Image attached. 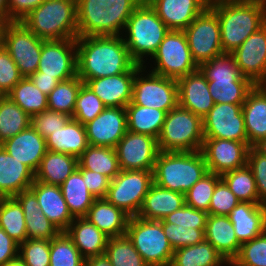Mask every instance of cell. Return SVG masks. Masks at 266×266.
Instances as JSON below:
<instances>
[{"label":"cell","instance_id":"1","mask_svg":"<svg viewBox=\"0 0 266 266\" xmlns=\"http://www.w3.org/2000/svg\"><path fill=\"white\" fill-rule=\"evenodd\" d=\"M77 76L89 79L128 72L136 63L122 36L77 37Z\"/></svg>","mask_w":266,"mask_h":266},{"label":"cell","instance_id":"2","mask_svg":"<svg viewBox=\"0 0 266 266\" xmlns=\"http://www.w3.org/2000/svg\"><path fill=\"white\" fill-rule=\"evenodd\" d=\"M208 7L218 17L224 53H233L266 23V7L253 0H214Z\"/></svg>","mask_w":266,"mask_h":266},{"label":"cell","instance_id":"3","mask_svg":"<svg viewBox=\"0 0 266 266\" xmlns=\"http://www.w3.org/2000/svg\"><path fill=\"white\" fill-rule=\"evenodd\" d=\"M169 31L170 29L159 18L156 11L146 0H143L123 21L122 38L132 60L144 66L147 57L152 58Z\"/></svg>","mask_w":266,"mask_h":266},{"label":"cell","instance_id":"4","mask_svg":"<svg viewBox=\"0 0 266 266\" xmlns=\"http://www.w3.org/2000/svg\"><path fill=\"white\" fill-rule=\"evenodd\" d=\"M208 173L205 158L199 151L159 152L153 169V183L185 194Z\"/></svg>","mask_w":266,"mask_h":266},{"label":"cell","instance_id":"5","mask_svg":"<svg viewBox=\"0 0 266 266\" xmlns=\"http://www.w3.org/2000/svg\"><path fill=\"white\" fill-rule=\"evenodd\" d=\"M21 22L43 40L77 38V0H45Z\"/></svg>","mask_w":266,"mask_h":266},{"label":"cell","instance_id":"6","mask_svg":"<svg viewBox=\"0 0 266 266\" xmlns=\"http://www.w3.org/2000/svg\"><path fill=\"white\" fill-rule=\"evenodd\" d=\"M208 81L214 103L243 104L255 86L244 77L230 53H222L198 67Z\"/></svg>","mask_w":266,"mask_h":266},{"label":"cell","instance_id":"7","mask_svg":"<svg viewBox=\"0 0 266 266\" xmlns=\"http://www.w3.org/2000/svg\"><path fill=\"white\" fill-rule=\"evenodd\" d=\"M157 140L161 152L199 151L204 141L202 118L178 105L166 113Z\"/></svg>","mask_w":266,"mask_h":266},{"label":"cell","instance_id":"8","mask_svg":"<svg viewBox=\"0 0 266 266\" xmlns=\"http://www.w3.org/2000/svg\"><path fill=\"white\" fill-rule=\"evenodd\" d=\"M125 235L149 266L171 265L174 249L160 221L130 217Z\"/></svg>","mask_w":266,"mask_h":266},{"label":"cell","instance_id":"9","mask_svg":"<svg viewBox=\"0 0 266 266\" xmlns=\"http://www.w3.org/2000/svg\"><path fill=\"white\" fill-rule=\"evenodd\" d=\"M148 60L154 62L152 73L176 80L198 69L184 31L170 30Z\"/></svg>","mask_w":266,"mask_h":266},{"label":"cell","instance_id":"10","mask_svg":"<svg viewBox=\"0 0 266 266\" xmlns=\"http://www.w3.org/2000/svg\"><path fill=\"white\" fill-rule=\"evenodd\" d=\"M142 66L133 82L132 101L129 104L156 108L169 112L178 106L177 80L146 70Z\"/></svg>","mask_w":266,"mask_h":266},{"label":"cell","instance_id":"11","mask_svg":"<svg viewBox=\"0 0 266 266\" xmlns=\"http://www.w3.org/2000/svg\"><path fill=\"white\" fill-rule=\"evenodd\" d=\"M153 183V171L120 170L111 180L105 199L130 217L137 216Z\"/></svg>","mask_w":266,"mask_h":266},{"label":"cell","instance_id":"12","mask_svg":"<svg viewBox=\"0 0 266 266\" xmlns=\"http://www.w3.org/2000/svg\"><path fill=\"white\" fill-rule=\"evenodd\" d=\"M43 41L21 21L5 23L2 45L8 51L23 77H30L37 71Z\"/></svg>","mask_w":266,"mask_h":266},{"label":"cell","instance_id":"13","mask_svg":"<svg viewBox=\"0 0 266 266\" xmlns=\"http://www.w3.org/2000/svg\"><path fill=\"white\" fill-rule=\"evenodd\" d=\"M193 61L199 67L223 52L220 23L217 15L207 7L184 30Z\"/></svg>","mask_w":266,"mask_h":266},{"label":"cell","instance_id":"14","mask_svg":"<svg viewBox=\"0 0 266 266\" xmlns=\"http://www.w3.org/2000/svg\"><path fill=\"white\" fill-rule=\"evenodd\" d=\"M37 72H41L42 76L55 77L59 82L76 77V38L44 40Z\"/></svg>","mask_w":266,"mask_h":266},{"label":"cell","instance_id":"15","mask_svg":"<svg viewBox=\"0 0 266 266\" xmlns=\"http://www.w3.org/2000/svg\"><path fill=\"white\" fill-rule=\"evenodd\" d=\"M202 122L204 138L248 142L242 104L214 103Z\"/></svg>","mask_w":266,"mask_h":266},{"label":"cell","instance_id":"16","mask_svg":"<svg viewBox=\"0 0 266 266\" xmlns=\"http://www.w3.org/2000/svg\"><path fill=\"white\" fill-rule=\"evenodd\" d=\"M120 170L153 171L160 152L158 140L151 135L127 130L115 146Z\"/></svg>","mask_w":266,"mask_h":266},{"label":"cell","instance_id":"17","mask_svg":"<svg viewBox=\"0 0 266 266\" xmlns=\"http://www.w3.org/2000/svg\"><path fill=\"white\" fill-rule=\"evenodd\" d=\"M248 142L218 138H204L201 152L208 172L222 175L247 164Z\"/></svg>","mask_w":266,"mask_h":266},{"label":"cell","instance_id":"18","mask_svg":"<svg viewBox=\"0 0 266 266\" xmlns=\"http://www.w3.org/2000/svg\"><path fill=\"white\" fill-rule=\"evenodd\" d=\"M231 54L240 73L260 85L266 78V23Z\"/></svg>","mask_w":266,"mask_h":266},{"label":"cell","instance_id":"19","mask_svg":"<svg viewBox=\"0 0 266 266\" xmlns=\"http://www.w3.org/2000/svg\"><path fill=\"white\" fill-rule=\"evenodd\" d=\"M78 37L122 36L123 20L102 5L77 3Z\"/></svg>","mask_w":266,"mask_h":266},{"label":"cell","instance_id":"20","mask_svg":"<svg viewBox=\"0 0 266 266\" xmlns=\"http://www.w3.org/2000/svg\"><path fill=\"white\" fill-rule=\"evenodd\" d=\"M90 146L115 148L127 132L126 110L106 107L97 117L85 124Z\"/></svg>","mask_w":266,"mask_h":266},{"label":"cell","instance_id":"21","mask_svg":"<svg viewBox=\"0 0 266 266\" xmlns=\"http://www.w3.org/2000/svg\"><path fill=\"white\" fill-rule=\"evenodd\" d=\"M141 67L135 64L126 73L89 79L85 84L101 99L105 107L125 108L132 101L135 73Z\"/></svg>","mask_w":266,"mask_h":266},{"label":"cell","instance_id":"22","mask_svg":"<svg viewBox=\"0 0 266 266\" xmlns=\"http://www.w3.org/2000/svg\"><path fill=\"white\" fill-rule=\"evenodd\" d=\"M178 105L203 118L214 106L208 81L198 68L177 79Z\"/></svg>","mask_w":266,"mask_h":266},{"label":"cell","instance_id":"23","mask_svg":"<svg viewBox=\"0 0 266 266\" xmlns=\"http://www.w3.org/2000/svg\"><path fill=\"white\" fill-rule=\"evenodd\" d=\"M170 30L184 31L209 0H146Z\"/></svg>","mask_w":266,"mask_h":266},{"label":"cell","instance_id":"24","mask_svg":"<svg viewBox=\"0 0 266 266\" xmlns=\"http://www.w3.org/2000/svg\"><path fill=\"white\" fill-rule=\"evenodd\" d=\"M15 159L28 166L34 173L47 152L44 139L31 125L12 138L1 143Z\"/></svg>","mask_w":266,"mask_h":266},{"label":"cell","instance_id":"25","mask_svg":"<svg viewBox=\"0 0 266 266\" xmlns=\"http://www.w3.org/2000/svg\"><path fill=\"white\" fill-rule=\"evenodd\" d=\"M29 189L35 194L41 212L61 232H65L74 220V217L69 212L60 186L35 180Z\"/></svg>","mask_w":266,"mask_h":266},{"label":"cell","instance_id":"26","mask_svg":"<svg viewBox=\"0 0 266 266\" xmlns=\"http://www.w3.org/2000/svg\"><path fill=\"white\" fill-rule=\"evenodd\" d=\"M34 181L35 173L0 144V198L14 197L28 190Z\"/></svg>","mask_w":266,"mask_h":266},{"label":"cell","instance_id":"27","mask_svg":"<svg viewBox=\"0 0 266 266\" xmlns=\"http://www.w3.org/2000/svg\"><path fill=\"white\" fill-rule=\"evenodd\" d=\"M238 241L242 244L266 230V206L240 202L228 215Z\"/></svg>","mask_w":266,"mask_h":266},{"label":"cell","instance_id":"28","mask_svg":"<svg viewBox=\"0 0 266 266\" xmlns=\"http://www.w3.org/2000/svg\"><path fill=\"white\" fill-rule=\"evenodd\" d=\"M205 240L230 264L237 257L241 243L234 232L229 216L208 214L205 226Z\"/></svg>","mask_w":266,"mask_h":266},{"label":"cell","instance_id":"29","mask_svg":"<svg viewBox=\"0 0 266 266\" xmlns=\"http://www.w3.org/2000/svg\"><path fill=\"white\" fill-rule=\"evenodd\" d=\"M242 112L248 144L253 147L266 138V91L261 85H255L248 92Z\"/></svg>","mask_w":266,"mask_h":266},{"label":"cell","instance_id":"30","mask_svg":"<svg viewBox=\"0 0 266 266\" xmlns=\"http://www.w3.org/2000/svg\"><path fill=\"white\" fill-rule=\"evenodd\" d=\"M65 233L85 259L105 255L109 237L86 218H74Z\"/></svg>","mask_w":266,"mask_h":266},{"label":"cell","instance_id":"31","mask_svg":"<svg viewBox=\"0 0 266 266\" xmlns=\"http://www.w3.org/2000/svg\"><path fill=\"white\" fill-rule=\"evenodd\" d=\"M84 218L107 237L114 238L125 235L130 216L105 198H99L94 200Z\"/></svg>","mask_w":266,"mask_h":266},{"label":"cell","instance_id":"32","mask_svg":"<svg viewBox=\"0 0 266 266\" xmlns=\"http://www.w3.org/2000/svg\"><path fill=\"white\" fill-rule=\"evenodd\" d=\"M185 204L183 193L152 183L137 216L145 220L159 221Z\"/></svg>","mask_w":266,"mask_h":266},{"label":"cell","instance_id":"33","mask_svg":"<svg viewBox=\"0 0 266 266\" xmlns=\"http://www.w3.org/2000/svg\"><path fill=\"white\" fill-rule=\"evenodd\" d=\"M24 212L27 239L51 240L61 231L41 212L35 194L24 190L14 196Z\"/></svg>","mask_w":266,"mask_h":266},{"label":"cell","instance_id":"34","mask_svg":"<svg viewBox=\"0 0 266 266\" xmlns=\"http://www.w3.org/2000/svg\"><path fill=\"white\" fill-rule=\"evenodd\" d=\"M88 146L85 125L73 118L46 138L47 150L70 154L77 158Z\"/></svg>","mask_w":266,"mask_h":266},{"label":"cell","instance_id":"35","mask_svg":"<svg viewBox=\"0 0 266 266\" xmlns=\"http://www.w3.org/2000/svg\"><path fill=\"white\" fill-rule=\"evenodd\" d=\"M78 158L47 150L35 172V180L60 186L77 168Z\"/></svg>","mask_w":266,"mask_h":266},{"label":"cell","instance_id":"36","mask_svg":"<svg viewBox=\"0 0 266 266\" xmlns=\"http://www.w3.org/2000/svg\"><path fill=\"white\" fill-rule=\"evenodd\" d=\"M170 266H229V263L211 243L204 240L174 250Z\"/></svg>","mask_w":266,"mask_h":266},{"label":"cell","instance_id":"37","mask_svg":"<svg viewBox=\"0 0 266 266\" xmlns=\"http://www.w3.org/2000/svg\"><path fill=\"white\" fill-rule=\"evenodd\" d=\"M125 110L128 131L151 135L158 139L165 121L166 111L136 104H128Z\"/></svg>","mask_w":266,"mask_h":266},{"label":"cell","instance_id":"38","mask_svg":"<svg viewBox=\"0 0 266 266\" xmlns=\"http://www.w3.org/2000/svg\"><path fill=\"white\" fill-rule=\"evenodd\" d=\"M60 188L72 216L84 217L96 198L88 191L81 172L76 168Z\"/></svg>","mask_w":266,"mask_h":266},{"label":"cell","instance_id":"39","mask_svg":"<svg viewBox=\"0 0 266 266\" xmlns=\"http://www.w3.org/2000/svg\"><path fill=\"white\" fill-rule=\"evenodd\" d=\"M77 168L100 173L112 180L119 172L115 148L102 146H88L78 157Z\"/></svg>","mask_w":266,"mask_h":266},{"label":"cell","instance_id":"40","mask_svg":"<svg viewBox=\"0 0 266 266\" xmlns=\"http://www.w3.org/2000/svg\"><path fill=\"white\" fill-rule=\"evenodd\" d=\"M30 117L48 109V99L29 77H23L7 94Z\"/></svg>","mask_w":266,"mask_h":266},{"label":"cell","instance_id":"41","mask_svg":"<svg viewBox=\"0 0 266 266\" xmlns=\"http://www.w3.org/2000/svg\"><path fill=\"white\" fill-rule=\"evenodd\" d=\"M31 123V117L7 95L0 96V144L14 137Z\"/></svg>","mask_w":266,"mask_h":266},{"label":"cell","instance_id":"42","mask_svg":"<svg viewBox=\"0 0 266 266\" xmlns=\"http://www.w3.org/2000/svg\"><path fill=\"white\" fill-rule=\"evenodd\" d=\"M24 212L15 197L0 198V228L19 245L27 240Z\"/></svg>","mask_w":266,"mask_h":266},{"label":"cell","instance_id":"43","mask_svg":"<svg viewBox=\"0 0 266 266\" xmlns=\"http://www.w3.org/2000/svg\"><path fill=\"white\" fill-rule=\"evenodd\" d=\"M221 179L240 201L259 203L254 175L247 164L222 174Z\"/></svg>","mask_w":266,"mask_h":266},{"label":"cell","instance_id":"44","mask_svg":"<svg viewBox=\"0 0 266 266\" xmlns=\"http://www.w3.org/2000/svg\"><path fill=\"white\" fill-rule=\"evenodd\" d=\"M84 82L78 77L60 82L50 94L47 95L48 109L73 116L76 98Z\"/></svg>","mask_w":266,"mask_h":266},{"label":"cell","instance_id":"45","mask_svg":"<svg viewBox=\"0 0 266 266\" xmlns=\"http://www.w3.org/2000/svg\"><path fill=\"white\" fill-rule=\"evenodd\" d=\"M105 256L112 266H149L126 235L109 238Z\"/></svg>","mask_w":266,"mask_h":266},{"label":"cell","instance_id":"46","mask_svg":"<svg viewBox=\"0 0 266 266\" xmlns=\"http://www.w3.org/2000/svg\"><path fill=\"white\" fill-rule=\"evenodd\" d=\"M50 266H85V258L65 232L50 240Z\"/></svg>","mask_w":266,"mask_h":266},{"label":"cell","instance_id":"47","mask_svg":"<svg viewBox=\"0 0 266 266\" xmlns=\"http://www.w3.org/2000/svg\"><path fill=\"white\" fill-rule=\"evenodd\" d=\"M220 180L221 175L211 172L205 174L184 194L186 205L209 214L211 197Z\"/></svg>","mask_w":266,"mask_h":266},{"label":"cell","instance_id":"48","mask_svg":"<svg viewBox=\"0 0 266 266\" xmlns=\"http://www.w3.org/2000/svg\"><path fill=\"white\" fill-rule=\"evenodd\" d=\"M105 108L101 99L83 83L77 94L72 118L85 125L97 117Z\"/></svg>","mask_w":266,"mask_h":266},{"label":"cell","instance_id":"49","mask_svg":"<svg viewBox=\"0 0 266 266\" xmlns=\"http://www.w3.org/2000/svg\"><path fill=\"white\" fill-rule=\"evenodd\" d=\"M229 266H266V230L242 243L237 257Z\"/></svg>","mask_w":266,"mask_h":266},{"label":"cell","instance_id":"50","mask_svg":"<svg viewBox=\"0 0 266 266\" xmlns=\"http://www.w3.org/2000/svg\"><path fill=\"white\" fill-rule=\"evenodd\" d=\"M18 256L26 266H50V240L27 239L19 245Z\"/></svg>","mask_w":266,"mask_h":266},{"label":"cell","instance_id":"51","mask_svg":"<svg viewBox=\"0 0 266 266\" xmlns=\"http://www.w3.org/2000/svg\"><path fill=\"white\" fill-rule=\"evenodd\" d=\"M159 221L162 223L164 234L174 250L196 245L205 240V229H187L174 223H166L163 220Z\"/></svg>","mask_w":266,"mask_h":266},{"label":"cell","instance_id":"52","mask_svg":"<svg viewBox=\"0 0 266 266\" xmlns=\"http://www.w3.org/2000/svg\"><path fill=\"white\" fill-rule=\"evenodd\" d=\"M71 118L66 114L46 109L31 116L30 125L46 139L52 132L64 127Z\"/></svg>","mask_w":266,"mask_h":266},{"label":"cell","instance_id":"53","mask_svg":"<svg viewBox=\"0 0 266 266\" xmlns=\"http://www.w3.org/2000/svg\"><path fill=\"white\" fill-rule=\"evenodd\" d=\"M208 213L197 210L188 205L170 213L162 220L166 223H174L184 228L205 229Z\"/></svg>","mask_w":266,"mask_h":266},{"label":"cell","instance_id":"54","mask_svg":"<svg viewBox=\"0 0 266 266\" xmlns=\"http://www.w3.org/2000/svg\"><path fill=\"white\" fill-rule=\"evenodd\" d=\"M241 201L221 179L214 189L209 205V214L228 216Z\"/></svg>","mask_w":266,"mask_h":266},{"label":"cell","instance_id":"55","mask_svg":"<svg viewBox=\"0 0 266 266\" xmlns=\"http://www.w3.org/2000/svg\"><path fill=\"white\" fill-rule=\"evenodd\" d=\"M23 78L8 51L0 46V96H6Z\"/></svg>","mask_w":266,"mask_h":266},{"label":"cell","instance_id":"56","mask_svg":"<svg viewBox=\"0 0 266 266\" xmlns=\"http://www.w3.org/2000/svg\"><path fill=\"white\" fill-rule=\"evenodd\" d=\"M247 165L254 175L259 204L266 206V157L254 147H250L247 154Z\"/></svg>","mask_w":266,"mask_h":266},{"label":"cell","instance_id":"57","mask_svg":"<svg viewBox=\"0 0 266 266\" xmlns=\"http://www.w3.org/2000/svg\"><path fill=\"white\" fill-rule=\"evenodd\" d=\"M83 177V180L86 183L88 191L96 198H105L107 191L110 185L111 180L94 171H89L84 168H77Z\"/></svg>","mask_w":266,"mask_h":266},{"label":"cell","instance_id":"58","mask_svg":"<svg viewBox=\"0 0 266 266\" xmlns=\"http://www.w3.org/2000/svg\"><path fill=\"white\" fill-rule=\"evenodd\" d=\"M45 0H7L8 22L21 21Z\"/></svg>","mask_w":266,"mask_h":266},{"label":"cell","instance_id":"59","mask_svg":"<svg viewBox=\"0 0 266 266\" xmlns=\"http://www.w3.org/2000/svg\"><path fill=\"white\" fill-rule=\"evenodd\" d=\"M19 254V244L0 228V266L5 265Z\"/></svg>","mask_w":266,"mask_h":266},{"label":"cell","instance_id":"60","mask_svg":"<svg viewBox=\"0 0 266 266\" xmlns=\"http://www.w3.org/2000/svg\"><path fill=\"white\" fill-rule=\"evenodd\" d=\"M107 1L105 8H111L123 21L143 0H103Z\"/></svg>","mask_w":266,"mask_h":266},{"label":"cell","instance_id":"61","mask_svg":"<svg viewBox=\"0 0 266 266\" xmlns=\"http://www.w3.org/2000/svg\"><path fill=\"white\" fill-rule=\"evenodd\" d=\"M35 86L48 95L60 83L55 77L42 76L41 72H35L29 77Z\"/></svg>","mask_w":266,"mask_h":266},{"label":"cell","instance_id":"62","mask_svg":"<svg viewBox=\"0 0 266 266\" xmlns=\"http://www.w3.org/2000/svg\"><path fill=\"white\" fill-rule=\"evenodd\" d=\"M85 266H112L105 255L85 259Z\"/></svg>","mask_w":266,"mask_h":266},{"label":"cell","instance_id":"63","mask_svg":"<svg viewBox=\"0 0 266 266\" xmlns=\"http://www.w3.org/2000/svg\"><path fill=\"white\" fill-rule=\"evenodd\" d=\"M0 18L8 22L7 0H0Z\"/></svg>","mask_w":266,"mask_h":266},{"label":"cell","instance_id":"64","mask_svg":"<svg viewBox=\"0 0 266 266\" xmlns=\"http://www.w3.org/2000/svg\"><path fill=\"white\" fill-rule=\"evenodd\" d=\"M260 154L266 157V138L261 139L253 146Z\"/></svg>","mask_w":266,"mask_h":266},{"label":"cell","instance_id":"65","mask_svg":"<svg viewBox=\"0 0 266 266\" xmlns=\"http://www.w3.org/2000/svg\"><path fill=\"white\" fill-rule=\"evenodd\" d=\"M3 266H26V264L19 256H17L15 259L10 260Z\"/></svg>","mask_w":266,"mask_h":266},{"label":"cell","instance_id":"66","mask_svg":"<svg viewBox=\"0 0 266 266\" xmlns=\"http://www.w3.org/2000/svg\"><path fill=\"white\" fill-rule=\"evenodd\" d=\"M77 3L97 4V5H102L105 7L107 1L103 2V0H77Z\"/></svg>","mask_w":266,"mask_h":266},{"label":"cell","instance_id":"67","mask_svg":"<svg viewBox=\"0 0 266 266\" xmlns=\"http://www.w3.org/2000/svg\"><path fill=\"white\" fill-rule=\"evenodd\" d=\"M6 21L0 18V46L2 45V33L5 26Z\"/></svg>","mask_w":266,"mask_h":266},{"label":"cell","instance_id":"68","mask_svg":"<svg viewBox=\"0 0 266 266\" xmlns=\"http://www.w3.org/2000/svg\"><path fill=\"white\" fill-rule=\"evenodd\" d=\"M253 1H255V2L259 3V4H262V5H264L266 7V0H253Z\"/></svg>","mask_w":266,"mask_h":266},{"label":"cell","instance_id":"69","mask_svg":"<svg viewBox=\"0 0 266 266\" xmlns=\"http://www.w3.org/2000/svg\"><path fill=\"white\" fill-rule=\"evenodd\" d=\"M263 88H264V90L266 91V78H265V80L260 84Z\"/></svg>","mask_w":266,"mask_h":266}]
</instances>
